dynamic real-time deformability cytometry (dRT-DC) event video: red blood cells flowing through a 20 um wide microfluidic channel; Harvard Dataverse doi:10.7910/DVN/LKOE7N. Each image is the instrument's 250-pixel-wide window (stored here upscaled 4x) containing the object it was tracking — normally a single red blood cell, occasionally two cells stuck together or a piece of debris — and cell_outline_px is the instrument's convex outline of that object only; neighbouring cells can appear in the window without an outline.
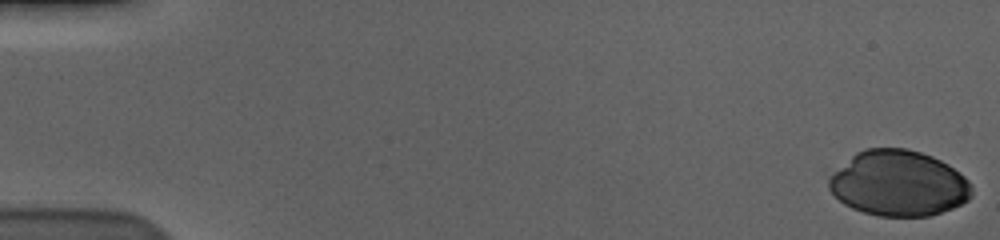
{"species": "human", "species_latin": "Homo sapiens", "temperature_condition": "cold", "stored_images_in_passage": 58, "camera_frame_rate_fps": 3000, "um_per_image_px": 0.085, "donor": {"sex": "male"}, "frame": {"image": 1, "passage_image": 1, "time_ms": 0.0, "image_size_px": [1000, 240], "cell_outline_px": [[972, 196], [968, 200], [952, 208], [928, 216], [880, 216], [864, 212], [852, 208], [844, 204], [828, 188], [828, 176], [856, 152], [864, 148], [908, 148], [932, 156], [948, 164], [964, 176], [972, 184]], "centroid_in_image_um": [76.37, 15.57], "position_along_channel_um": 8.6, "area_um2": 54.68}}